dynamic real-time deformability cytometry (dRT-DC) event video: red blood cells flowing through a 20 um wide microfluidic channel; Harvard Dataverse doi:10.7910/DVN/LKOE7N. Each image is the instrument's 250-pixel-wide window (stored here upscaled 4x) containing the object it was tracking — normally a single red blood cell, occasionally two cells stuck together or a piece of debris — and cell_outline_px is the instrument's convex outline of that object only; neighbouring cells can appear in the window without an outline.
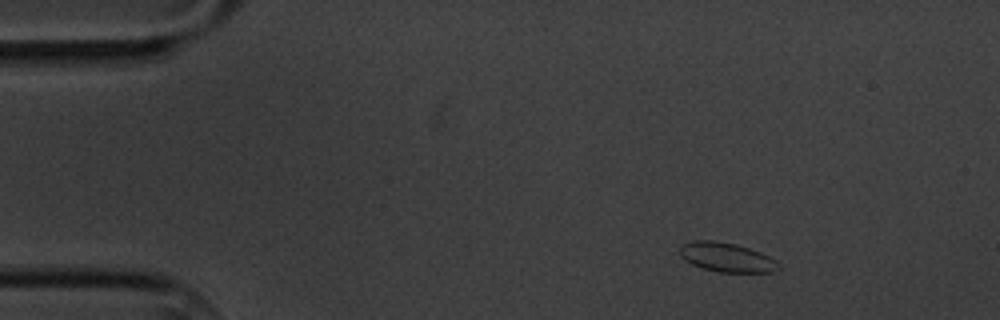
{"species": "common noctule bat (a hibernating species)", "species_latin": "Nyctalus noctula", "temperature_condition": "cold", "stored_images_in_passage": 3, "camera_frame_rate_fps": 3000, "um_per_image_px": 0.085, "animal": {"sex": "male", "body_mass_g": 20.1, "forearm_length_mm": 53.5}, "frame": {"image": 1, "passage_image": 1, "time_ms": 0.0, "image_size_px": [1000, 320], "cell_outline_px": [[780, 268], [772, 272], [720, 272], [704, 268], [692, 264], [684, 260], [680, 256], [680, 248], [684, 244], [696, 240], [716, 240], [736, 244], [760, 252], [776, 260], [780, 264]], "centroid_in_image_um": [61.78, 21.87], "position_along_channel_um": 23.2, "area_um2": 16.76}}
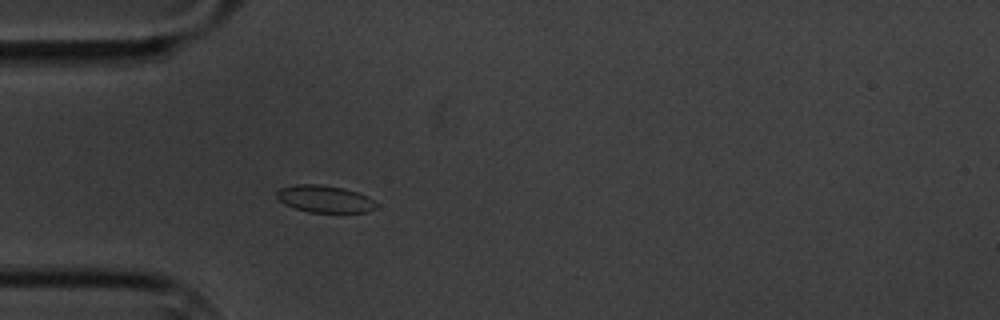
{"frame": {"image": 2, "passage_image": 3, "time_ms": 3.0, "image_size_px": [1000, 320], "cell_outline_px": [[376, 208], [368, 212], [308, 212], [284, 204], [276, 196], [276, 192], [280, 188], [296, 184], [320, 184], [344, 188], [368, 196], [376, 204]], "centroid_in_image_um": [27.59, 16.9], "position_along_channel_um": 57.4, "area_um2": 15.66}}